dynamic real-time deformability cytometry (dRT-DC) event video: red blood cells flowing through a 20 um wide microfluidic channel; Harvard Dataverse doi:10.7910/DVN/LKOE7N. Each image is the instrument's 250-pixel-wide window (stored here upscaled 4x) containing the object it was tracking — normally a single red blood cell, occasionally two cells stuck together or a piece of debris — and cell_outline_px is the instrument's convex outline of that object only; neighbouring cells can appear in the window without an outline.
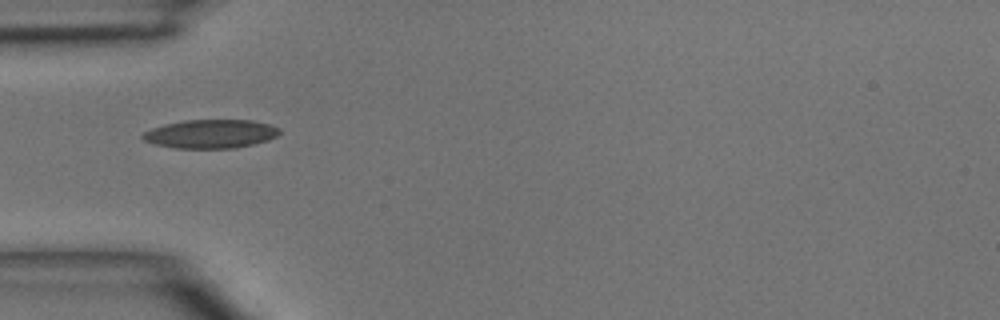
{"species": "common noctule bat (a hibernating species)", "species_latin": "Nyctalus noctula", "temperature_condition": "room temperature", "stored_images_in_passage": 4, "camera_frame_rate_fps": 3000, "um_per_image_px": 0.085, "animal": {"sex": "male", "body_mass_g": 15.6}, "frame": {"image": 1, "passage_image": 3, "time_ms": 2.333, "image_size_px": [1000, 320], "cell_outline_px": [[280, 132], [276, 136], [268, 140], [236, 148], [176, 148], [156, 144], [144, 140], [140, 136], [144, 132], [152, 128], [164, 124], [184, 120], [252, 120], [268, 124], [280, 128]], "centroid_in_image_um": [17.9, 11.37], "position_along_channel_um": 67.1, "area_um2": 22.77}}
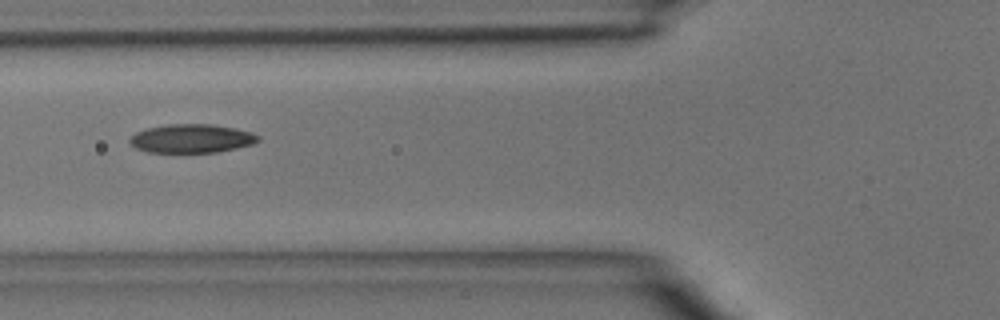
{"frame": {"image": 2, "passage_image": 4, "time_ms": 3.333, "image_size_px": [1000, 320], "cell_outline_px": [[260, 140], [252, 144], [236, 148], [216, 152], [148, 152], [136, 148], [128, 140], [136, 132], [148, 128], [168, 124], [212, 124], [236, 128], [252, 132], [260, 136]], "centroid_in_image_um": [16.31, 11.76], "position_along_channel_um": 109.5, "area_um2": 21.39}}